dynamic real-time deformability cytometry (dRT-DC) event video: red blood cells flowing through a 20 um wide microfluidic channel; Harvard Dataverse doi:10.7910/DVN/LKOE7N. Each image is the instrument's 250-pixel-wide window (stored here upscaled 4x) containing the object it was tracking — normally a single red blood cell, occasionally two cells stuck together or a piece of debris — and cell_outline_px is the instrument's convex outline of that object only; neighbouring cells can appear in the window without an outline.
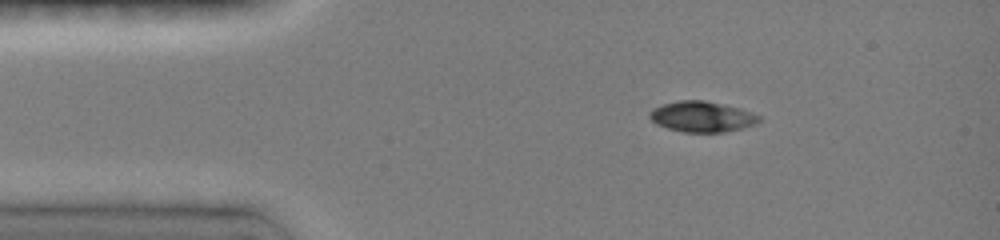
{"species": "common noctule bat (a hibernating species)", "species_latin": "Nyctalus noctula", "temperature_condition": "room temperature", "stored_images_in_passage": 4, "camera_frame_rate_fps": 3000, "um_per_image_px": 0.085, "animal": {"sex": "female", "body_mass_g": 19.0, "forearm_length_mm": 51.5}, "frame": {"image": 1, "passage_image": 1, "time_ms": 0.0, "image_size_px": [1000, 240], "cell_outline_px": [[760, 120], [752, 124], [740, 128], [724, 132], [684, 132], [668, 128], [656, 124], [648, 116], [648, 112], [652, 108], [664, 104], [680, 100], [704, 100], [724, 104], [740, 108], [760, 116]], "centroid_in_image_um": [59.61, 9.9], "position_along_channel_um": 25.4, "area_um2": 19.36}}
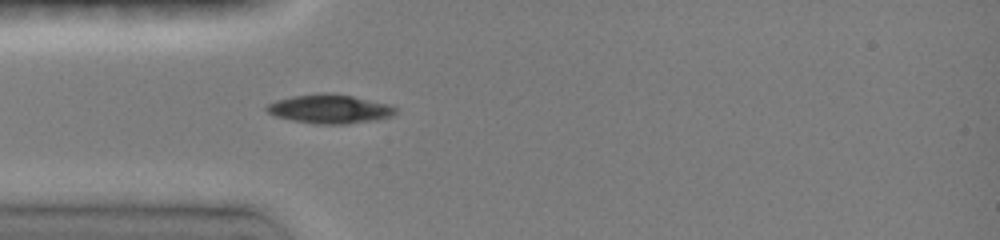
{"frame": {"image": 2, "passage_image": 4, "time_ms": 2.0, "image_size_px": [1000, 240], "cell_outline_px": [[396, 112], [392, 116], [376, 120], [344, 124], [316, 124], [292, 120], [276, 116], [268, 112], [264, 108], [268, 104], [276, 100], [292, 96], [320, 92], [332, 92], [352, 96], [388, 104], [396, 108]], "centroid_in_image_um": [28.01, 9.25], "position_along_channel_um": 57.0, "area_um2": 21.79}}